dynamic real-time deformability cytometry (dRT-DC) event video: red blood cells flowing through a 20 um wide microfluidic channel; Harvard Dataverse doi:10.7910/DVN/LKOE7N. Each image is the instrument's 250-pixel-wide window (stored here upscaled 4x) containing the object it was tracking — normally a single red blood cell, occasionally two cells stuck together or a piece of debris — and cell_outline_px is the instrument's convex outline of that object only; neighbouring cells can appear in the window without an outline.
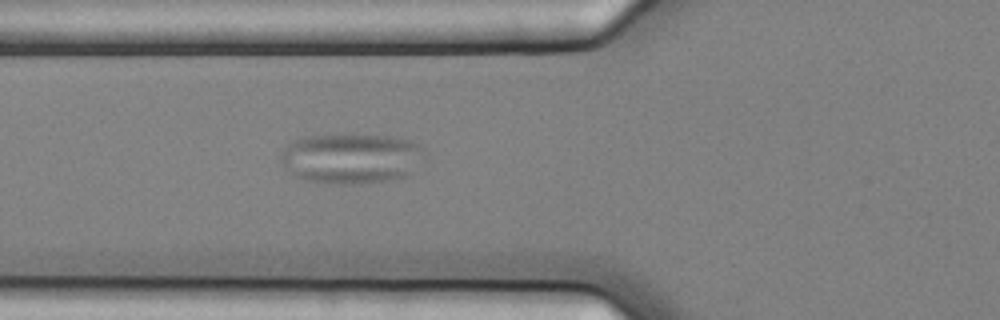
{"species": "common noctule bat (a hibernating species)", "species_latin": "Nyctalus noctula", "temperature_condition": "cold", "stored_images_in_passage": 3, "camera_frame_rate_fps": 3000, "um_per_image_px": 0.085, "animal": {"sex": "female", "body_mass_g": 25.1}, "frame": {"image": 1, "passage_image": 3, "time_ms": 0.667, "image_size_px": [1000, 320], "cell_outline_px": [[420, 148], [412, 172], [408, 176], [360, 184], [328, 184], [304, 180], [296, 176], [280, 160], [280, 156], [284, 148], [288, 144], [296, 140], [308, 136], [388, 136], [408, 140], [420, 144]], "centroid_in_image_um": [29.77, 13.49], "position_along_channel_um": 96.0, "area_um2": 40.86}}